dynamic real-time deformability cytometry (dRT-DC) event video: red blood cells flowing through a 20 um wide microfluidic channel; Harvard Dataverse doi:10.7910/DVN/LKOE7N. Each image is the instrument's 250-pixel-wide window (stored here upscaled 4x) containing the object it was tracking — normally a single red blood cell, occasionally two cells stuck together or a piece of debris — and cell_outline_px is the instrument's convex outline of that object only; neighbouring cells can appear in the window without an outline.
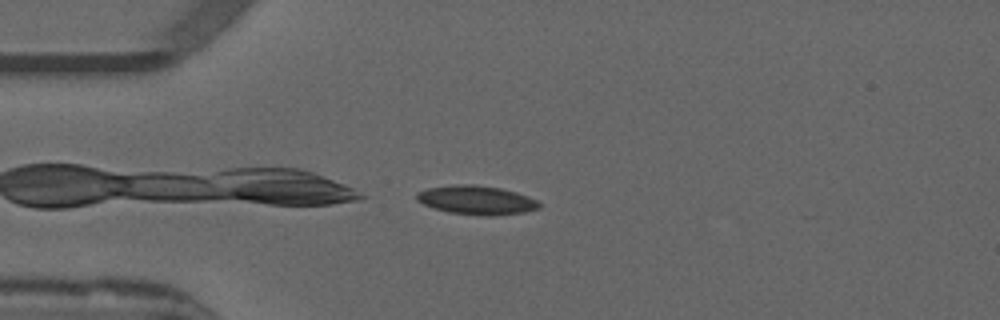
{"species": "common noctule bat (a hibernating species)", "species_latin": "Nyctalus noctula", "temperature_condition": "warm", "stored_images_in_passage": 7, "camera_frame_rate_fps": 3000, "um_per_image_px": 0.085, "animal": {"sex": "male", "forearm_length_mm": 52.5}, "frame": {"image": 1, "passage_image": 1, "time_ms": 0.0, "image_size_px": [1000, 320], "cell_outline_px": [[540, 208], [524, 212], [492, 216], [488, 216], [448, 212], [424, 204], [416, 200], [416, 192], [428, 188], [452, 184], [476, 184], [500, 188], [516, 192], [528, 196], [536, 200], [540, 204]], "centroid_in_image_um": [40.5, 16.99], "position_along_channel_um": 44.5, "area_um2": 20.63}}
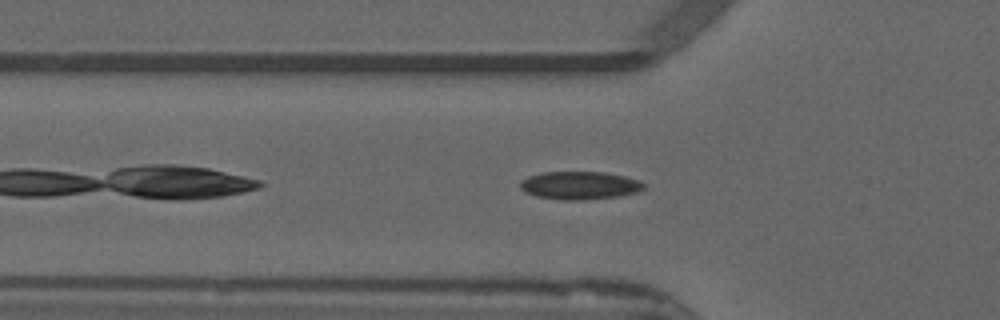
{"frame": {"image": 2, "passage_image": 5, "time_ms": 1.333, "image_size_px": [1000, 320], "cell_outline_px": [[644, 188], [636, 192], [620, 196], [584, 200], [560, 200], [536, 196], [524, 192], [520, 188], [520, 180], [528, 176], [540, 172], [604, 172], [624, 176], [640, 180], [644, 184]], "centroid_in_image_um": [49.24, 15.76], "position_along_channel_um": 76.6, "area_um2": 20.35}}